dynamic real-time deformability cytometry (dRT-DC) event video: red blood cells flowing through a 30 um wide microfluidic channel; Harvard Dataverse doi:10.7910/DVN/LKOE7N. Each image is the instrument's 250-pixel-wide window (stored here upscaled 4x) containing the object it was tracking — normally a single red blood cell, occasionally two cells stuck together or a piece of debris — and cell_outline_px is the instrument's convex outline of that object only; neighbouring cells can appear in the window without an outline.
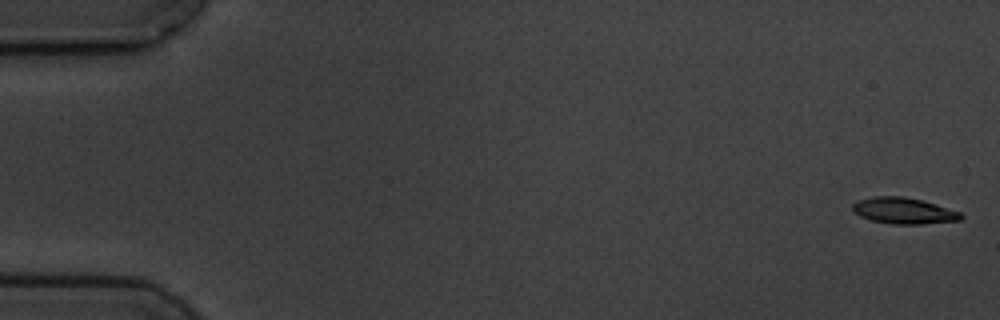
{"species": "common noctule bat (a hibernating species)", "species_latin": "Nyctalus noctula", "temperature_condition": "cold", "stored_images_in_passage": 6, "camera_frame_rate_fps": 3000, "um_per_image_px": 0.085, "animal": {"sex": "male", "body_mass_g": 19.5, "forearm_length_mm": 54.6}, "frame": {"image": 1, "passage_image": 1, "time_ms": 0.0, "image_size_px": [1000, 320], "cell_outline_px": [[964, 216], [960, 220], [920, 224], [892, 224], [872, 220], [860, 216], [852, 212], [852, 204], [860, 200], [872, 196], [900, 196], [920, 200], [936, 204], [960, 212]], "centroid_in_image_um": [76.79, 17.91], "position_along_channel_um": 8.2, "area_um2": 16.42}}
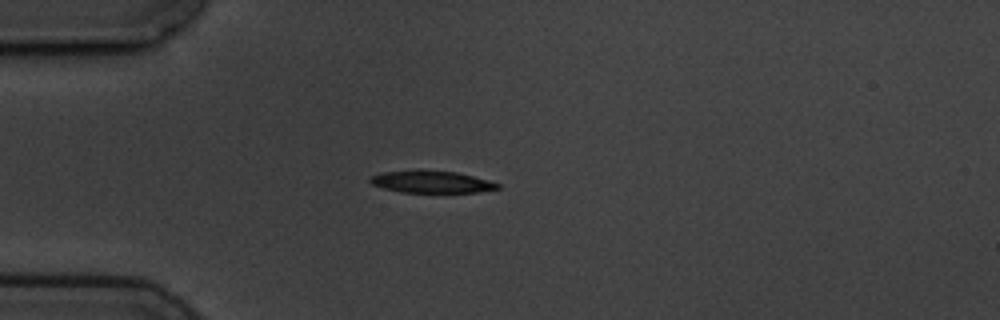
{"frame": {"image": 2, "passage_image": 5, "time_ms": 4.667, "image_size_px": [1000, 320], "cell_outline_px": [[500, 188], [476, 192], [400, 192], [384, 188], [372, 184], [368, 180], [372, 176], [384, 172], [420, 168], [456, 172], [488, 180], [500, 184]], "centroid_in_image_um": [36.65, 15.43], "position_along_channel_um": 48.4, "area_um2": 16.59}}